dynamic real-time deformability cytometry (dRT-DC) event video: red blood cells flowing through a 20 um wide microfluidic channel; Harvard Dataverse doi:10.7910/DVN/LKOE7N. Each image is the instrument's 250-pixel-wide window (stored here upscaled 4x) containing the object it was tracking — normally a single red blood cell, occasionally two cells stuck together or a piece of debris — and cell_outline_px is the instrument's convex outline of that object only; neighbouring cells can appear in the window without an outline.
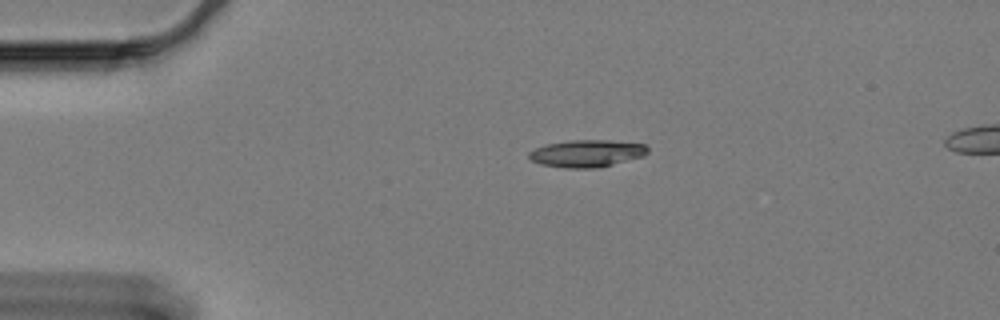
{"species": "Egyptian fruit bat (a non-hibernating species)", "species_latin": "Rousettus aegyptiacus", "temperature_condition": "cold", "stored_images_in_passage": 30, "camera_frame_rate_fps": 3000, "um_per_image_px": 0.085, "animal": {"sex": "female"}, "frame": {"image": 1, "passage_image": 1, "time_ms": 0.0, "image_size_px": [1000, 320], "cell_outline_px": [[648, 152], [644, 156], [600, 168], [564, 168], [540, 164], [532, 160], [528, 156], [528, 152], [536, 148], [548, 144], [568, 140], [612, 140], [644, 144], [648, 148]], "centroid_in_image_um": [49.9, 13.04], "position_along_channel_um": 35.1, "area_um2": 18.96}}
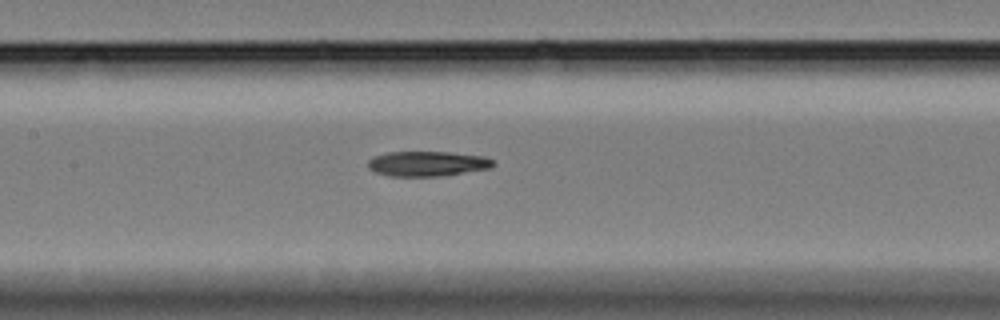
{"frame": {"image": 2, "passage_image": 17, "time_ms": 5.333, "image_size_px": [1000, 320], "cell_outline_px": [[496, 164], [492, 168], [440, 176], [388, 176], [376, 172], [368, 168], [368, 160], [376, 156], [388, 152], [448, 152], [484, 156], [492, 160]], "centroid_in_image_um": [36.34, 13.91], "position_along_channel_um": 171.1, "area_um2": 18.21}}
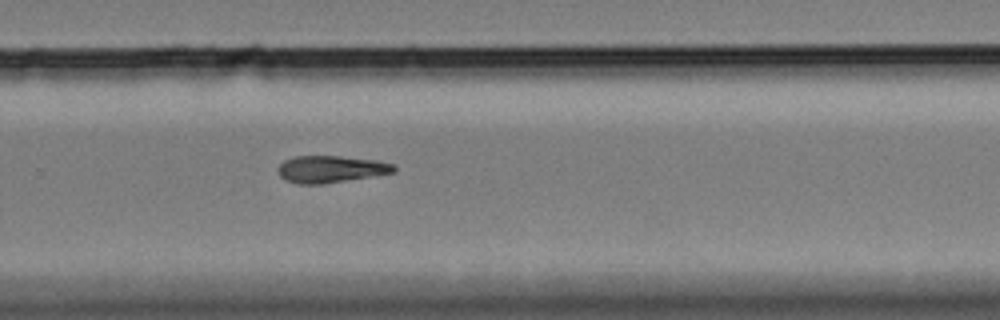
{"frame": {"image": 3, "passage_image": 29, "time_ms": 9.333, "image_size_px": [1000, 320], "cell_outline_px": [[396, 172], [324, 184], [296, 184], [284, 180], [280, 176], [280, 164], [284, 160], [296, 156], [340, 156], [376, 160], [392, 164], [396, 168]], "centroid_in_image_um": [28.11, 14.38], "position_along_channel_um": 301.7, "area_um2": 18.15}}